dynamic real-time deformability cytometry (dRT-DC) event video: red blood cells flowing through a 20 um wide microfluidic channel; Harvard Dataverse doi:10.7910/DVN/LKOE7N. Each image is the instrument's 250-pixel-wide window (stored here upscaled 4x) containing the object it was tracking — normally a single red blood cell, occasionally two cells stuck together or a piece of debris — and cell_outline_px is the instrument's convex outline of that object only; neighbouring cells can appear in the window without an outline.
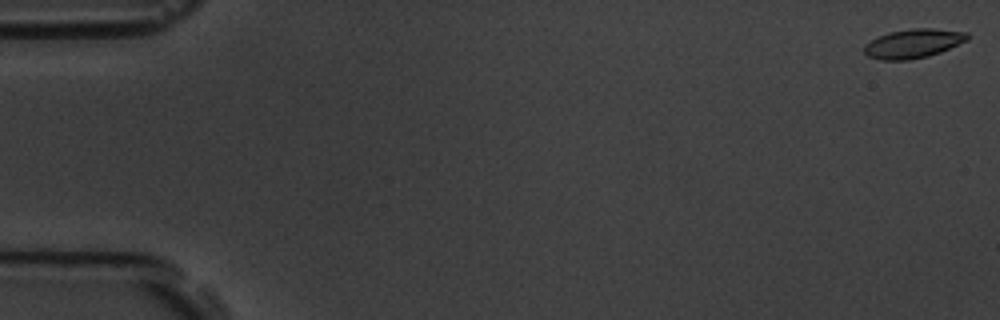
{"species": "common noctule bat (a hibernating species)", "species_latin": "Nyctalus noctula", "temperature_condition": "room temperature", "stored_images_in_passage": 58, "camera_frame_rate_fps": 3000, "um_per_image_px": 0.085, "animal": {"sex": "male", "body_mass_g": 19.5, "forearm_length_mm": 54.6}, "frame": {"image": 1, "passage_image": 1, "time_ms": 0.0, "image_size_px": [1000, 320], "cell_outline_px": [[972, 36], [968, 40], [940, 52], [928, 56], [908, 60], [880, 60], [868, 56], [864, 52], [864, 44], [888, 32], [912, 28], [932, 28], [968, 32]], "centroid_in_image_um": [77.65, 3.69], "position_along_channel_um": 7.3, "area_um2": 17.57}}
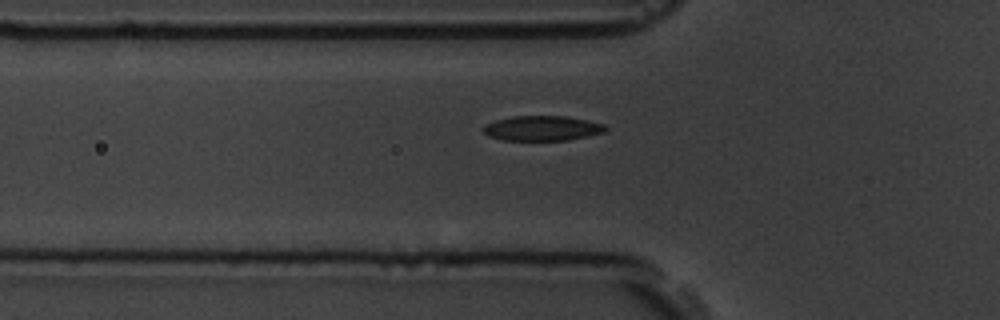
{"frame": {"image": 2, "passage_image": 20, "time_ms": 6.333, "image_size_px": [1000, 320], "cell_outline_px": [[608, 128], [604, 132], [588, 136], [568, 140], [500, 140], [488, 136], [480, 128], [484, 124], [496, 120], [512, 116], [568, 116], [588, 120], [604, 124]], "centroid_in_image_um": [46.06, 10.9], "position_along_channel_um": 79.7, "area_um2": 17.98}}
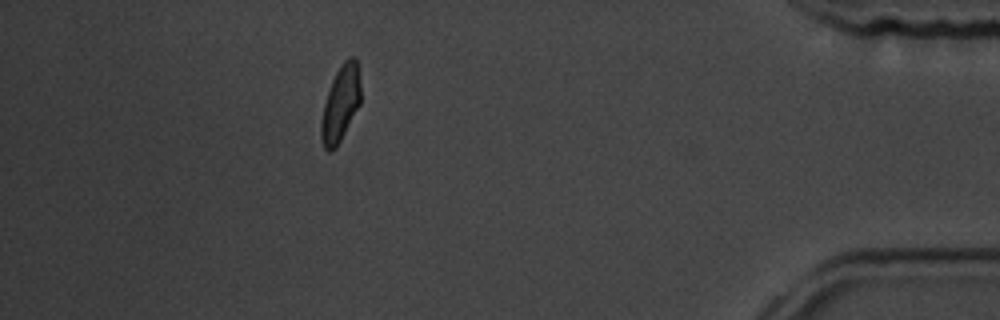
{"frame": {"image": 3, "passage_image": 52, "time_ms": 17.0, "image_size_px": [1000, 320], "cell_outline_px": [[360, 104], [336, 148], [332, 152], [328, 152], [324, 148], [320, 136], [320, 120], [324, 104], [332, 80], [336, 72], [344, 60], [348, 56], [356, 56], [360, 84]], "centroid_in_image_um": [28.93, 8.82], "position_along_channel_um": 406.3, "area_um2": 17.51}, "authors_computed_cell_mechanics": {"area_um2": 18.0047, "velocity_mm_per_s": 3.531, "shape_relaxation_time_tau1_ms": 4.4634, "shape_relaxation_time_tau2_ms": 1.7165, "deformation_change_tau1": 0.1481, "deformation_change_tau2": 0.0722}}